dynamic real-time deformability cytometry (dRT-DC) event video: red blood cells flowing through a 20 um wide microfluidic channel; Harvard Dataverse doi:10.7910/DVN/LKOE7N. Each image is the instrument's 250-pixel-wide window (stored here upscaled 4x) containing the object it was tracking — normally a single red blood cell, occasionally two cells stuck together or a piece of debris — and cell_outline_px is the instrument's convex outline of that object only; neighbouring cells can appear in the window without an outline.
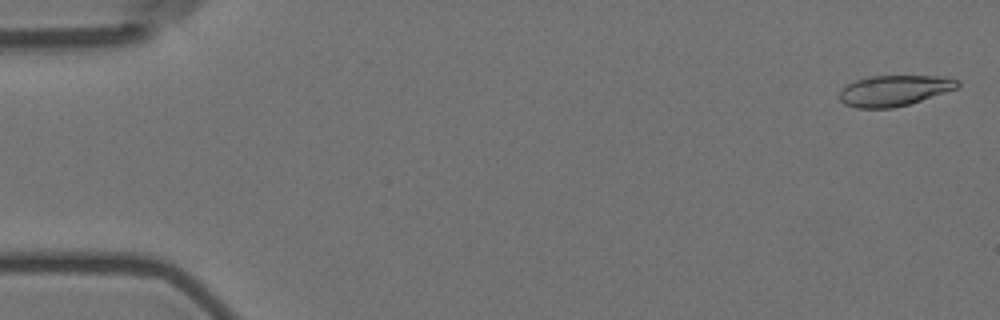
{"species": "Egyptian fruit bat (a non-hibernating species)", "species_latin": "Rousettus aegyptiacus", "temperature_condition": "room temperature", "stored_images_in_passage": 3, "camera_frame_rate_fps": 3000, "um_per_image_px": 0.085, "animal": {"sex": "female"}, "frame": {"image": 1, "passage_image": 1, "time_ms": 0.0, "image_size_px": [1000, 320], "cell_outline_px": [[960, 84], [956, 88], [908, 104], [892, 108], [856, 108], [844, 104], [840, 100], [840, 88], [856, 80], [868, 76], [948, 76], [960, 80]], "centroid_in_image_um": [75.99, 7.69], "position_along_channel_um": 9.0, "area_um2": 21.1}}